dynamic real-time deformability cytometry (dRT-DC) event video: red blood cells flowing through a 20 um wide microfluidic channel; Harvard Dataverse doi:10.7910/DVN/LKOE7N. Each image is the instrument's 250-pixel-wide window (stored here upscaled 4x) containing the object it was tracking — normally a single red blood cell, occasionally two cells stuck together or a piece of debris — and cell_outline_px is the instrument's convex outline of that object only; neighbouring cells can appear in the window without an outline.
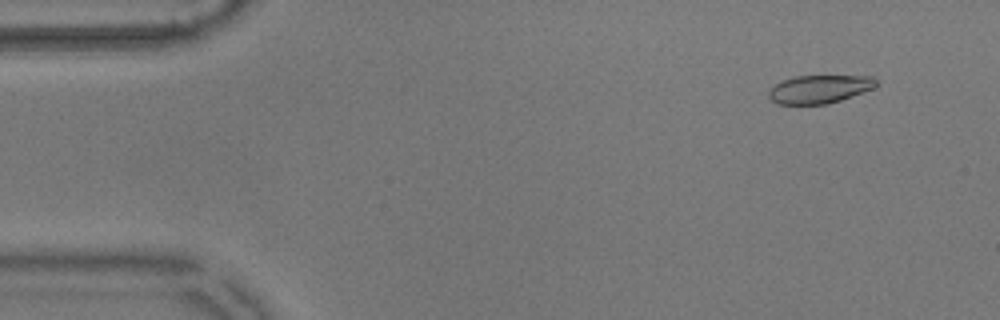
{"species": "common noctule bat (a hibernating species)", "species_latin": "Nyctalus noctula", "temperature_condition": "warm", "stored_images_in_passage": 56, "camera_frame_rate_fps": 3000, "um_per_image_px": 0.085, "animal": {"sex": "male", "body_mass_g": 17.9}, "frame": {"image": 1, "passage_image": 5, "time_ms": 1.333, "image_size_px": [1000, 320], "cell_outline_px": [[880, 84], [872, 88], [840, 100], [824, 104], [780, 104], [772, 100], [768, 96], [768, 92], [776, 84], [784, 80], [796, 76], [872, 76]], "centroid_in_image_um": [69.66, 7.57], "position_along_channel_um": 15.3, "area_um2": 17.34}}
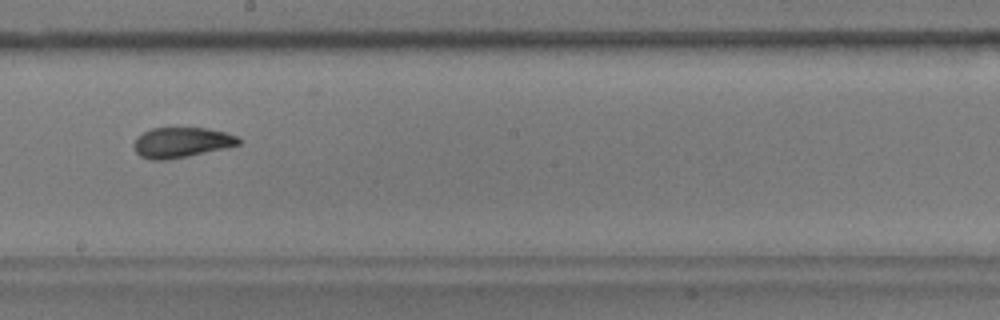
{"frame": {"image": 2, "passage_image": 31, "time_ms": 10.0, "image_size_px": [1000, 320], "cell_outline_px": [[240, 144], [228, 148], [168, 160], [152, 160], [140, 156], [132, 148], [132, 144], [136, 136], [152, 128], [208, 128], [228, 132], [236, 136], [240, 140]], "centroid_in_image_um": [15.41, 12.11], "position_along_channel_um": 232.8, "area_um2": 18.79}}
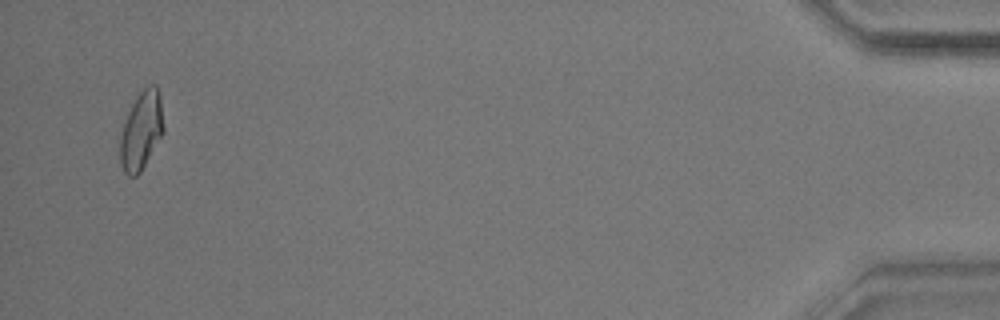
{"frame": {"image": 3, "passage_image": 54, "time_ms": 17.667, "image_size_px": [1000, 320], "cell_outline_px": [[164, 132], [140, 172], [136, 176], [128, 176], [124, 172], [120, 164], [120, 136], [128, 112], [136, 96], [148, 84], [156, 84], [160, 92], [164, 124]], "centroid_in_image_um": [12.03, 11.07], "position_along_channel_um": 423.2, "area_um2": 19.94}, "authors_computed_cell_mechanics": {"area_um2": 19.0162, "velocity_mm_per_s": 3.6096, "shape_relaxation_time_tau1_ms": 7.8553, "shape_relaxation_time_tau2_ms": 2.4183, "deformation_change_tau1": 0.1906, "deformation_change_tau2": 0.0781}}